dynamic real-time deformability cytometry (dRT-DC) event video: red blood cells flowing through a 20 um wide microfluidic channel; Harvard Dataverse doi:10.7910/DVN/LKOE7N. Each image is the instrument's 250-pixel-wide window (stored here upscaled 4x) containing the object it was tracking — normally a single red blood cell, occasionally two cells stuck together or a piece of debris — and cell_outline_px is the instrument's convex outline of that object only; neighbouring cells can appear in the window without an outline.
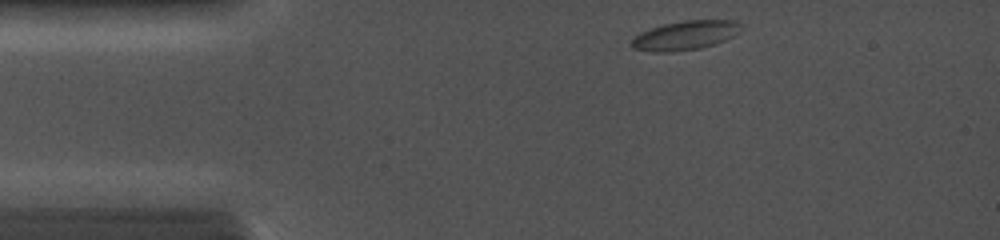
{"species": "common noctule bat (a hibernating species)", "species_latin": "Nyctalus noctula", "temperature_condition": "cold", "stored_images_in_passage": 9, "camera_frame_rate_fps": 5000, "um_per_image_px": 0.085, "animal": {"sex": "female", "body_mass_g": 19.0, "forearm_length_mm": 56.7}, "frame": {"image": 1, "passage_image": 1, "time_ms": 0.0, "image_size_px": [1000, 240], "cell_outline_px": [[744, 28], [740, 32], [724, 40], [700, 48], [672, 52], [652, 52], [632, 48], [628, 44], [640, 32], [664, 24], [684, 20], [732, 20], [744, 24]], "centroid_in_image_um": [58.26, 3.0], "position_along_channel_um": 26.7, "area_um2": 18.67}}
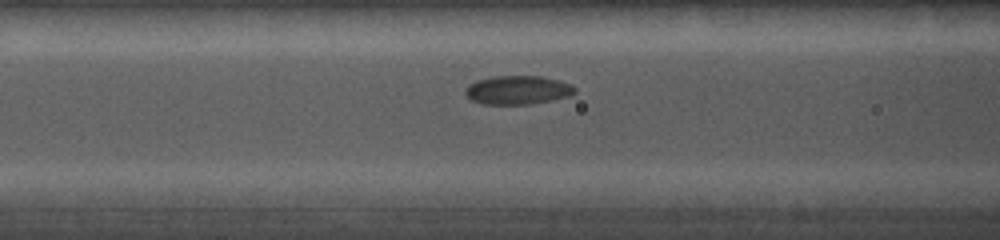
{"frame": {"image": 2, "passage_image": 6, "time_ms": 3.6, "image_size_px": [1000, 240], "cell_outline_px": [[576, 92], [568, 96], [552, 100], [528, 104], [484, 104], [472, 100], [464, 92], [464, 88], [468, 84], [476, 80], [492, 76], [540, 76], [560, 80], [572, 84], [576, 88]], "centroid_in_image_um": [44.0, 7.64], "position_along_channel_um": 122.6, "area_um2": 18.44}}
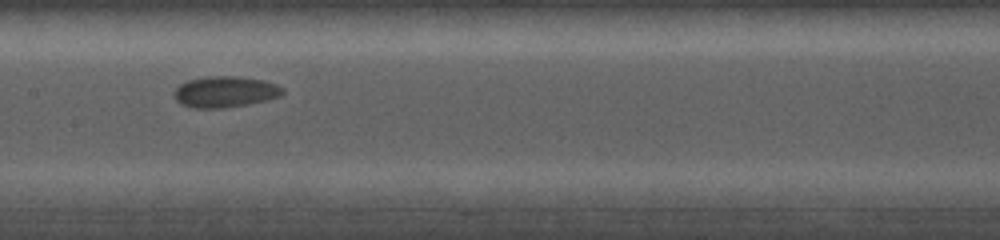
{"frame": {"image": 3, "passage_image": 8, "time_ms": 5.2, "image_size_px": [1000, 240], "cell_outline_px": [[284, 92], [280, 96], [268, 100], [248, 104], [224, 108], [192, 108], [180, 104], [176, 100], [172, 92], [180, 84], [188, 80], [204, 76], [236, 76], [264, 80], [276, 84], [284, 88]], "centroid_in_image_um": [19.12, 7.8], "position_along_channel_um": 188.3, "area_um2": 19.94}}